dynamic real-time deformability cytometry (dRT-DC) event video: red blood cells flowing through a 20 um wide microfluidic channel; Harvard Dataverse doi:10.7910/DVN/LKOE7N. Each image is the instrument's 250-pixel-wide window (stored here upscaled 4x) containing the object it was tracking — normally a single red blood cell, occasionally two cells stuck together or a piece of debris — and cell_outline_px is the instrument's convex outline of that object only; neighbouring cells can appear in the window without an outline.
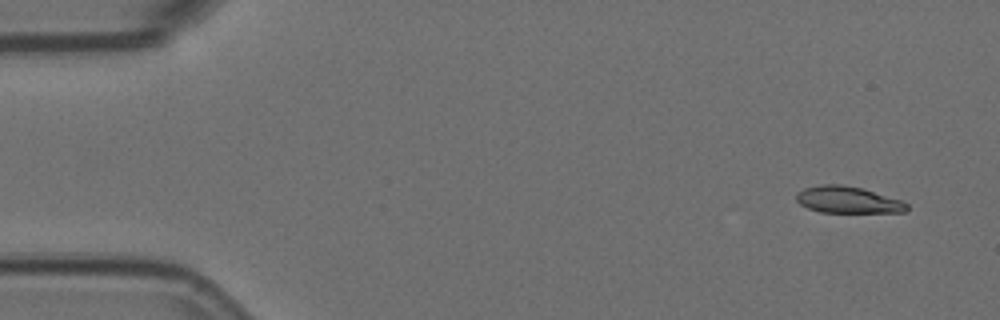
{"species": "Egyptian fruit bat (a non-hibernating species)", "species_latin": "Rousettus aegyptiacus", "temperature_condition": "room temperature", "stored_images_in_passage": 4, "camera_frame_rate_fps": 3000, "um_per_image_px": 0.085, "animal": {"sex": "female"}, "frame": {"image": 1, "passage_image": 1, "time_ms": 0.0, "image_size_px": [1000, 320], "cell_outline_px": [[908, 208], [904, 212], [820, 212], [808, 208], [800, 204], [796, 200], [796, 192], [804, 188], [820, 184], [840, 184], [864, 188], [900, 200], [908, 204]], "centroid_in_image_um": [72.03, 16.97], "position_along_channel_um": 13.0, "area_um2": 17.22}}
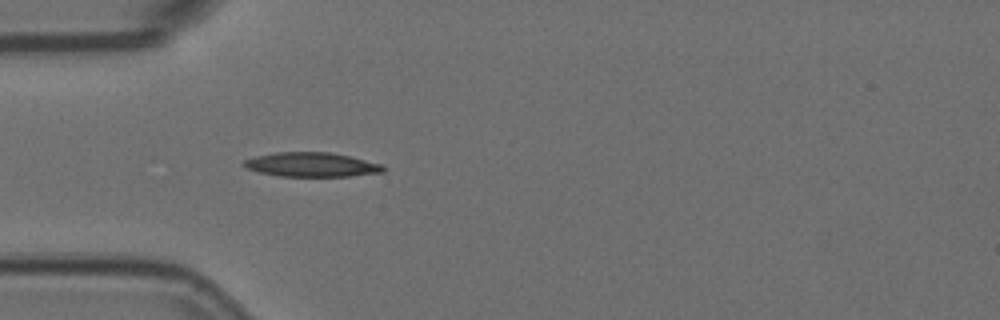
{"frame": {"image": 2, "passage_image": 4, "time_ms": 1.0, "image_size_px": [1000, 320], "cell_outline_px": [[388, 168], [384, 172], [348, 176], [280, 176], [260, 172], [248, 168], [240, 164], [244, 160], [256, 156], [276, 152], [328, 152], [348, 156], [384, 164]], "centroid_in_image_um": [26.52, 13.99], "position_along_channel_um": 58.5, "area_um2": 19.71}}